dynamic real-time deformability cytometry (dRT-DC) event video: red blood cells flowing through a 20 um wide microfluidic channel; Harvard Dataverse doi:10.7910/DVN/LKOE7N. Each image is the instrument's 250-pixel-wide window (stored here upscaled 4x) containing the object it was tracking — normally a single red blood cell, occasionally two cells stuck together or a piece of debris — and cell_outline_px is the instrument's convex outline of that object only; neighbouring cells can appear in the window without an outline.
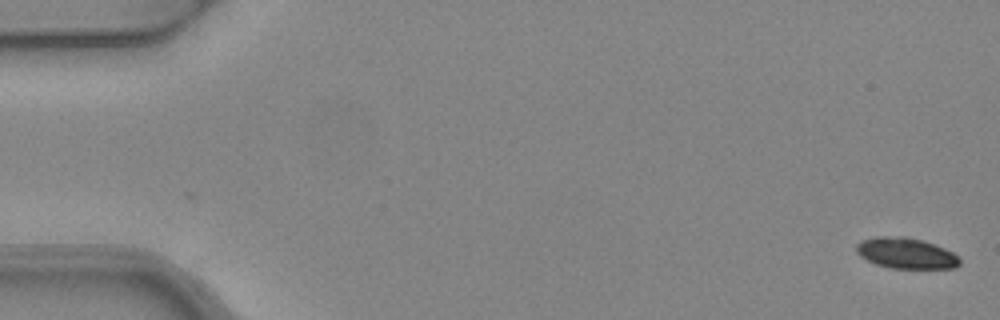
{"species": "common noctule bat (a hibernating species)", "species_latin": "Nyctalus noctula", "temperature_condition": "warm", "stored_images_in_passage": 5, "camera_frame_rate_fps": 3000, "um_per_image_px": 0.085, "animal": {"sex": "female", "body_mass_g": 24.6, "forearm_length_mm": 56.2}, "frame": {"image": 1, "passage_image": 1, "time_ms": 0.0, "image_size_px": [1000, 320], "cell_outline_px": [[960, 264], [956, 268], [892, 268], [876, 264], [860, 256], [856, 252], [856, 244], [860, 240], [876, 236], [904, 236], [920, 240], [944, 248], [960, 256]], "centroid_in_image_um": [77.0, 21.52], "position_along_channel_um": 8.0, "area_um2": 18.55}}